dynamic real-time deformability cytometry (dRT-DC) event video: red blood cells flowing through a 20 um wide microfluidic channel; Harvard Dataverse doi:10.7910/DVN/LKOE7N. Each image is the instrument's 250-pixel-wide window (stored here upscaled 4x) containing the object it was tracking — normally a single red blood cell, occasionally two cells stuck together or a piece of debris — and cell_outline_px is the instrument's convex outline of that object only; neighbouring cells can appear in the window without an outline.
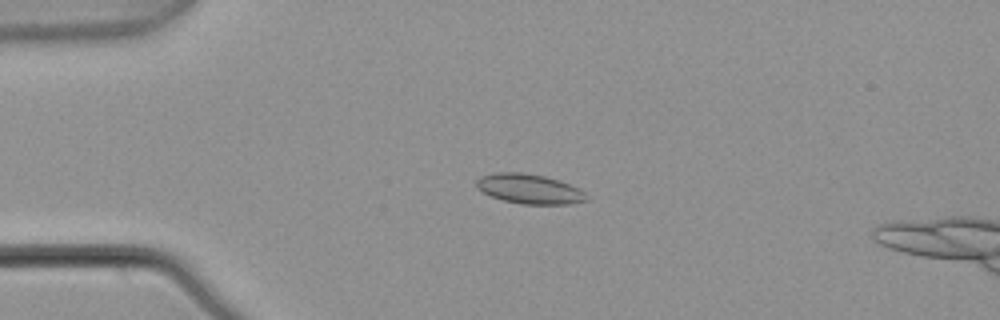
{"species": "common noctule bat (a hibernating species)", "species_latin": "Nyctalus noctula", "temperature_condition": "warm", "stored_images_in_passage": 3, "camera_frame_rate_fps": 3000, "um_per_image_px": 0.085, "animal": {"sex": "male", "body_mass_g": 21.5, "forearm_length_mm": 52.0}, "frame": {"image": 1, "passage_image": 3, "time_ms": 0.667, "image_size_px": [1000, 320], "cell_outline_px": [[588, 200], [568, 204], [524, 204], [504, 200], [492, 196], [476, 188], [476, 180], [480, 176], [496, 172], [524, 172], [544, 176], [560, 180], [580, 188], [584, 192]], "centroid_in_image_um": [45.0, 16.04], "position_along_channel_um": 40.0, "area_um2": 19.07}}